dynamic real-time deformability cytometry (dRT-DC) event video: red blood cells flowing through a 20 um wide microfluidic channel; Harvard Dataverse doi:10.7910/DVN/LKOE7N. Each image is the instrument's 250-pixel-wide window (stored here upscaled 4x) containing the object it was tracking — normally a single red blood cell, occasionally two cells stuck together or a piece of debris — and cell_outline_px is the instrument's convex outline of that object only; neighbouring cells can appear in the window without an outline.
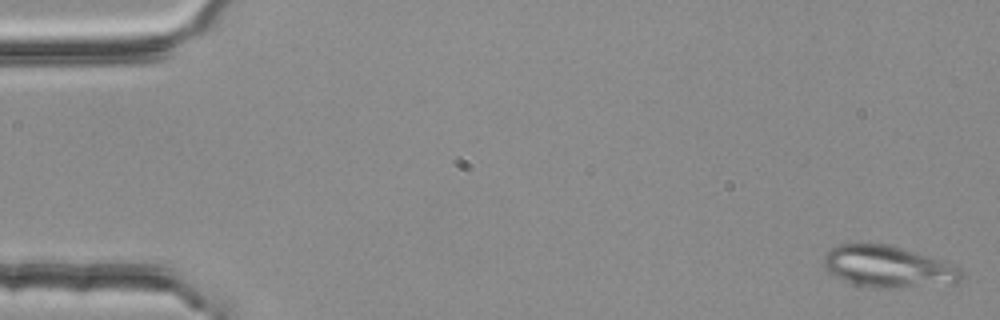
{"species": "common noctule bat (a hibernating species)", "species_latin": "Nyctalus noctula", "temperature_condition": "room temperature", "stored_images_in_passage": 4, "camera_frame_rate_fps": 3000, "um_per_image_px": 0.085, "animal": {"sex": "female", "body_mass_g": 25.1}, "frame": {"image": 1, "passage_image": 1, "time_ms": 0.0, "image_size_px": [1000, 320], "cell_outline_px": [[964, 276], [960, 284], [888, 288], [880, 288], [852, 284], [828, 272], [824, 268], [824, 256], [832, 248], [840, 244], [868, 240], [892, 244], [944, 260], [960, 268], [964, 272]], "centroid_in_image_um": [75.55, 22.63], "position_along_channel_um": 9.5, "area_um2": 34.68}}